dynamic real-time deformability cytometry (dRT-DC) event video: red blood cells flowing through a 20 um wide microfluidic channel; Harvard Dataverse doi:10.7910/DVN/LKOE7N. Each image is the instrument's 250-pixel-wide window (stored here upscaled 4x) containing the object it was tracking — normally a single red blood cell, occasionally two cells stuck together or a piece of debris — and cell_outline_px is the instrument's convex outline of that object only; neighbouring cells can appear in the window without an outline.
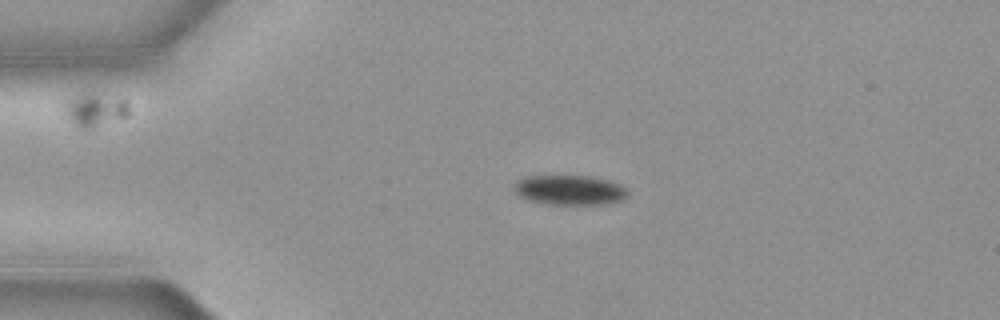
{"species": "common noctule bat (a hibernating species)", "species_latin": "Nyctalus noctula", "temperature_condition": "cold", "stored_images_in_passage": 4, "camera_frame_rate_fps": 3000, "um_per_image_px": 0.085, "animal": {"sex": "female", "body_mass_g": 19.3, "forearm_length_mm": 54.1}, "frame": {"image": 1, "passage_image": 3, "time_ms": 0.667, "image_size_px": [1000, 320], "cell_outline_px": [[628, 196], [620, 200], [604, 204], [552, 204], [528, 200], [520, 196], [516, 192], [512, 184], [516, 180], [524, 176], [592, 176], [608, 180], [620, 184], [628, 192]], "centroid_in_image_um": [48.39, 16.14], "position_along_channel_um": 36.6, "area_um2": 19.71}}